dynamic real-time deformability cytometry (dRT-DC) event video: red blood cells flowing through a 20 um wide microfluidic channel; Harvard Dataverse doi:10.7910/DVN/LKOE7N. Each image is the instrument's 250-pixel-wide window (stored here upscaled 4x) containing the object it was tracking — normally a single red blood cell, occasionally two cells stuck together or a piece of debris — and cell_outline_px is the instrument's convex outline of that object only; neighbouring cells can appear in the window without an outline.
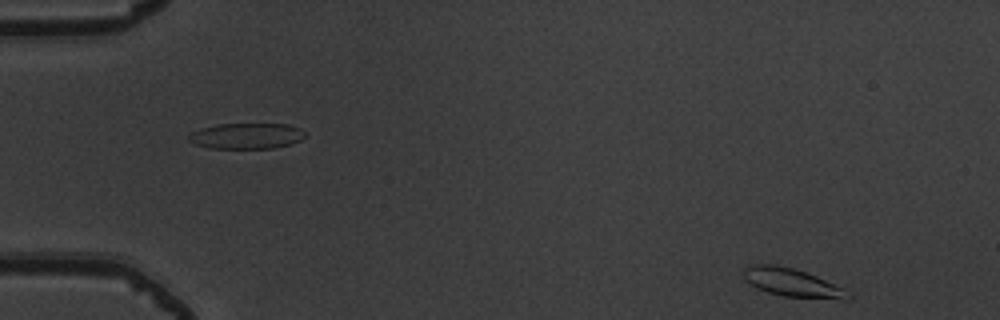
{"species": "common noctule bat (a hibernating species)", "species_latin": "Nyctalus noctula", "temperature_condition": "warm", "stored_images_in_passage": 7, "camera_frame_rate_fps": 3000, "um_per_image_px": 0.085, "animal": {"sex": "male", "body_mass_g": 19.5, "forearm_length_mm": 54.6}, "frame": {"image": 1, "passage_image": 1, "time_ms": 0.0, "image_size_px": [1000, 320], "cell_outline_px": [[852, 296], [848, 300], [840, 300], [784, 296], [768, 292], [756, 288], [748, 284], [744, 276], [744, 268], [752, 264], [772, 264], [792, 268], [816, 276], [844, 288]], "centroid_in_image_um": [67.35, 24.04], "position_along_channel_um": 17.6, "area_um2": 17.22}}